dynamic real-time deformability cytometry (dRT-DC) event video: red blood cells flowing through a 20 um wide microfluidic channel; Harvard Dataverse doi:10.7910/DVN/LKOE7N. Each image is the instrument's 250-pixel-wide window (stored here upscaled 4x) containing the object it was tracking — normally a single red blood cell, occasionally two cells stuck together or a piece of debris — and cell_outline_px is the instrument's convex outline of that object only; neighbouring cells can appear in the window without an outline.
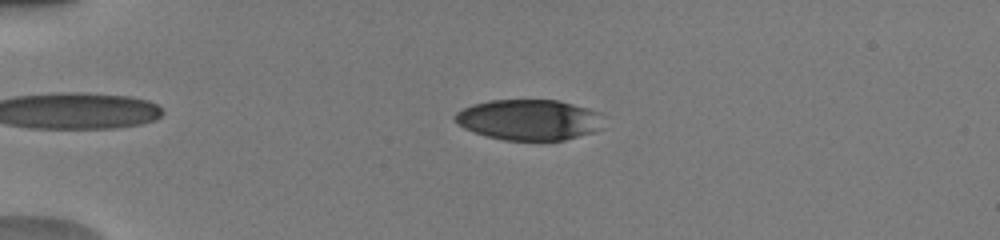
{"species": "human", "species_latin": "Homo sapiens", "temperature_condition": "warm", "stored_images_in_passage": 17, "camera_frame_rate_fps": 3000, "um_per_image_px": 0.085, "donor": {"sex": "male"}, "frame": {"image": 1, "passage_image": 8, "time_ms": 3.0, "image_size_px": [1000, 240], "cell_outline_px": [[604, 128], [596, 132], [564, 140], [504, 140], [488, 136], [464, 128], [456, 124], [452, 120], [452, 116], [456, 112], [472, 104], [488, 100], [556, 100], [588, 108], [600, 112]], "centroid_in_image_um": [44.97, 10.18], "position_along_channel_um": 40.0, "area_um2": 35.55}}
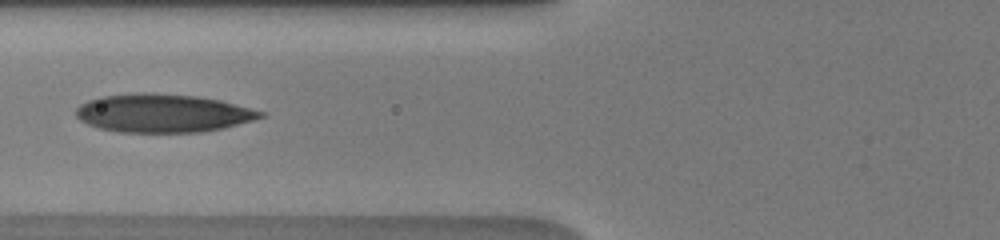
{"frame": {"image": 2, "passage_image": 15, "time_ms": 6.0, "image_size_px": [1000, 240], "cell_outline_px": [[268, 112], [264, 116], [252, 120], [224, 128], [200, 132], [120, 132], [100, 128], [88, 124], [80, 120], [76, 116], [76, 108], [80, 104], [88, 100], [100, 96], [136, 92], [152, 92], [196, 96], [220, 100]], "centroid_in_image_um": [13.84, 9.61], "position_along_channel_um": 112.0, "area_um2": 41.44}}